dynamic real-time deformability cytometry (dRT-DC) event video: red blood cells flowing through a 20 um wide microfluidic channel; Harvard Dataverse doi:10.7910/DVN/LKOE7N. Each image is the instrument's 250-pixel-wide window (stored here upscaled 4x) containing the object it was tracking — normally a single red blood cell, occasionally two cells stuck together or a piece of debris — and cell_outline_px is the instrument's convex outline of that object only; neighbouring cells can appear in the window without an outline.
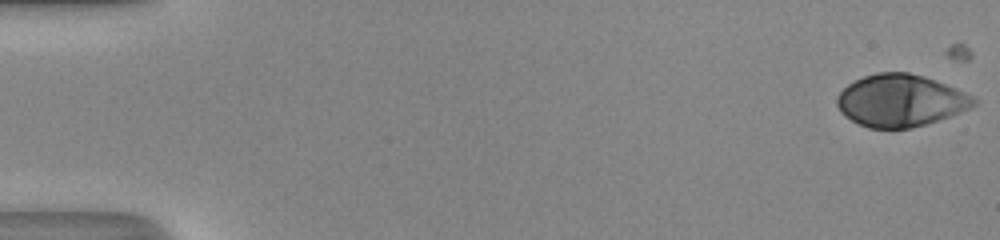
{"species": "human", "species_latin": "Homo sapiens", "temperature_condition": "room temperature", "stored_images_in_passage": 21, "camera_frame_rate_fps": 3000, "um_per_image_px": 0.085, "donor": {"sex": "male"}, "frame": {"image": 1, "passage_image": 1, "time_ms": 0.0, "image_size_px": [1000, 240], "cell_outline_px": [[976, 104], [960, 112], [912, 128], [868, 128], [844, 116], [840, 112], [836, 104], [836, 96], [848, 84], [864, 76], [876, 72], [908, 72], [924, 76], [936, 80], [964, 92], [972, 96], [976, 100]], "centroid_in_image_um": [76.5, 8.54], "position_along_channel_um": 8.5, "area_um2": 41.27}}
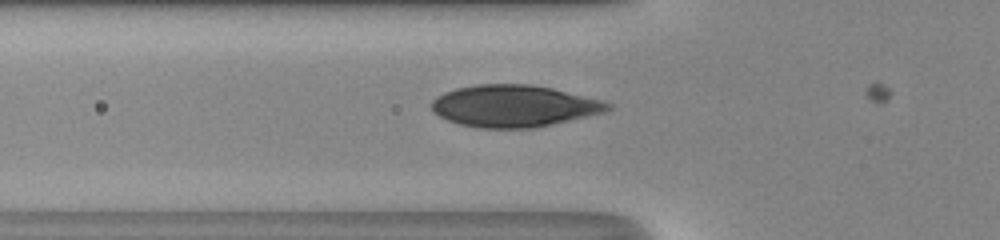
{"frame": {"image": 2, "passage_image": 19, "time_ms": 6.0, "image_size_px": [1000, 240], "cell_outline_px": [[612, 108], [604, 112], [532, 128], [480, 128], [460, 124], [448, 120], [432, 112], [432, 100], [436, 96], [444, 92], [456, 88], [476, 84], [528, 84], [552, 88], [600, 100], [612, 104]], "centroid_in_image_um": [43.63, 9.0], "position_along_channel_um": 82.2, "area_um2": 42.66}}